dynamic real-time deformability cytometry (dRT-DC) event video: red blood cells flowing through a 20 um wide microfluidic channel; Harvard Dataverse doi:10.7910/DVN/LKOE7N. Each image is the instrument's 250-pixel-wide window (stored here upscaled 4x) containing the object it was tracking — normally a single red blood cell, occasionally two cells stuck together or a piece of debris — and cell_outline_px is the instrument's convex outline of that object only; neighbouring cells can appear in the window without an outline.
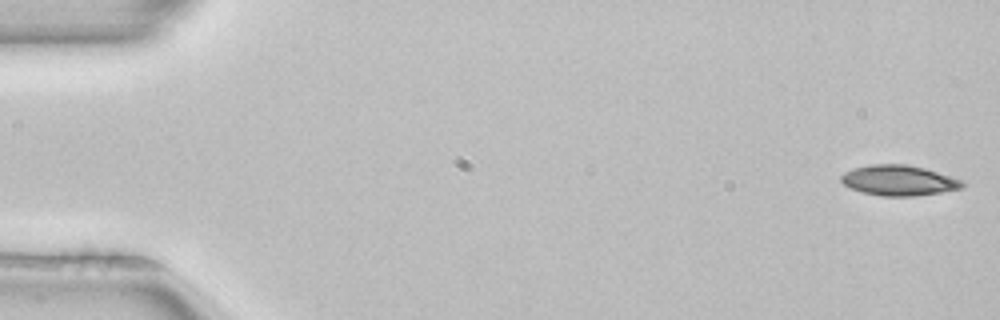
{"species": "common noctule bat (a hibernating species)", "species_latin": "Nyctalus noctula", "temperature_condition": "room temperature", "stored_images_in_passage": 51, "camera_frame_rate_fps": 3000, "um_per_image_px": 0.085, "animal": {"sex": "female", "body_mass_g": 22.7, "forearm_length_mm": 54.2}, "frame": {"image": 1, "passage_image": 1, "time_ms": 0.0, "image_size_px": [1000, 320], "cell_outline_px": [[964, 188], [916, 196], [880, 196], [848, 188], [840, 180], [840, 176], [844, 172], [852, 168], [872, 164], [904, 164], [924, 168], [960, 180], [964, 184]], "centroid_in_image_um": [76.34, 15.34], "position_along_channel_um": 8.7, "area_um2": 21.33}}
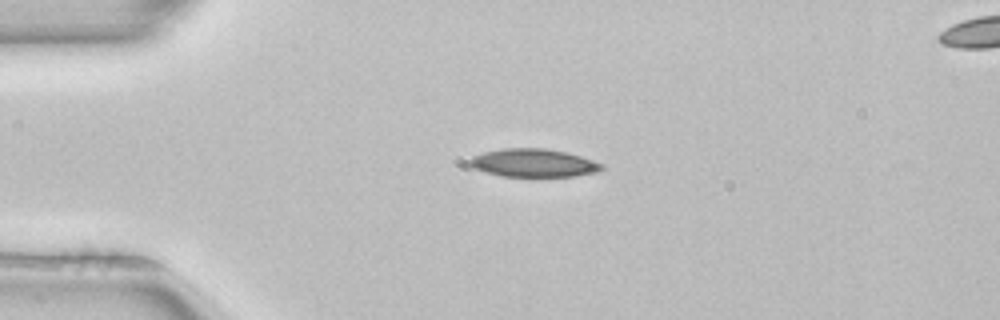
{"frame": {"image": 2, "passage_image": 12, "time_ms": 3.667, "image_size_px": [1000, 320], "cell_outline_px": [[604, 168], [600, 172], [576, 176], [500, 176], [484, 172], [468, 164], [468, 160], [472, 156], [484, 152], [500, 148], [544, 148], [564, 152], [580, 156], [604, 164]], "centroid_in_image_um": [45.35, 13.85], "position_along_channel_um": 39.7, "area_um2": 21.73}}
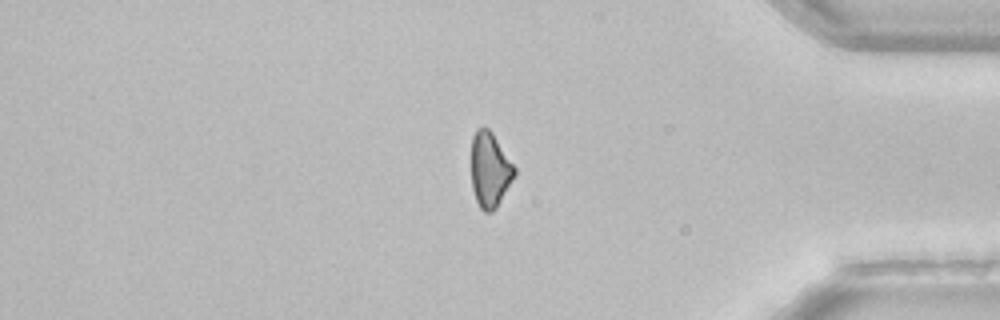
{"frame": {"image": 3, "passage_image": 43, "time_ms": 14.0, "image_size_px": [1000, 320], "cell_outline_px": [[516, 176], [496, 208], [492, 212], [484, 212], [480, 208], [476, 200], [472, 188], [472, 136], [476, 128], [488, 128], [492, 132], [516, 168]], "centroid_in_image_um": [41.65, 14.45], "position_along_channel_um": 393.5, "area_um2": 18.96}}